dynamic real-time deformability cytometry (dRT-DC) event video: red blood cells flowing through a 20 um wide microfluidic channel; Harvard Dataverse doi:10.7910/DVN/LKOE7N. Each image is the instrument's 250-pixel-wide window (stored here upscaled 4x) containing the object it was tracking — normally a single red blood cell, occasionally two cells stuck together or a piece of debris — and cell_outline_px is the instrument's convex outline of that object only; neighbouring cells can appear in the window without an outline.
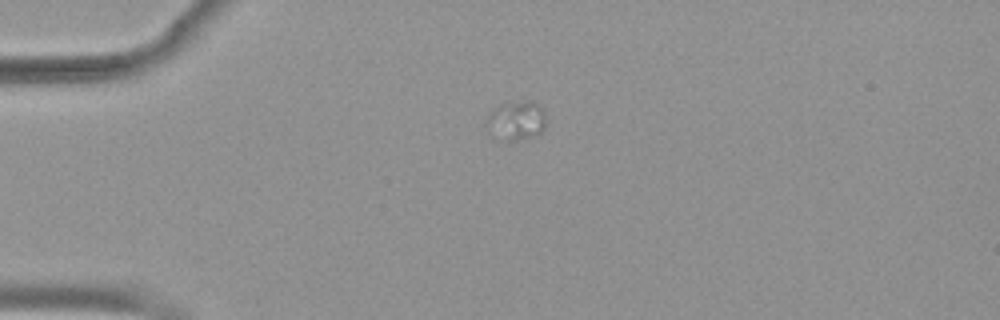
{"species": "common noctule bat (a hibernating species)", "species_latin": "Nyctalus noctula", "temperature_condition": "warm", "stored_images_in_passage": 9, "camera_frame_rate_fps": 3000, "um_per_image_px": 0.085, "animal": {"sex": "female", "body_mass_g": 19.9}, "frame": {"image": 1, "passage_image": 1, "time_ms": 0.0, "image_size_px": [1000, 320], "cell_outline_px": [[544, 128], [540, 132], [528, 136], [508, 140], [488, 132], [484, 124], [488, 112], [500, 104], [524, 100], [528, 100], [544, 108]], "centroid_in_image_um": [43.82, 10.18], "position_along_channel_um": 41.2, "area_um2": 13.29}}